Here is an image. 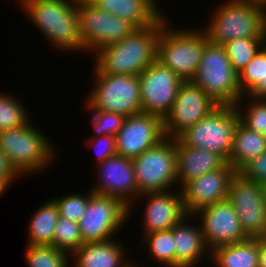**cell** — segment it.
<instances>
[{"label":"cell","mask_w":266,"mask_h":267,"mask_svg":"<svg viewBox=\"0 0 266 267\" xmlns=\"http://www.w3.org/2000/svg\"><path fill=\"white\" fill-rule=\"evenodd\" d=\"M163 16L153 25L137 28L119 42L95 51L94 68L100 74L139 75L156 60V44Z\"/></svg>","instance_id":"cell-1"},{"label":"cell","mask_w":266,"mask_h":267,"mask_svg":"<svg viewBox=\"0 0 266 267\" xmlns=\"http://www.w3.org/2000/svg\"><path fill=\"white\" fill-rule=\"evenodd\" d=\"M78 0H21L39 31L59 50H85L79 33ZM71 2V3H70Z\"/></svg>","instance_id":"cell-2"},{"label":"cell","mask_w":266,"mask_h":267,"mask_svg":"<svg viewBox=\"0 0 266 267\" xmlns=\"http://www.w3.org/2000/svg\"><path fill=\"white\" fill-rule=\"evenodd\" d=\"M204 29L211 43L224 45L242 38H266V4L253 0H228Z\"/></svg>","instance_id":"cell-3"},{"label":"cell","mask_w":266,"mask_h":267,"mask_svg":"<svg viewBox=\"0 0 266 267\" xmlns=\"http://www.w3.org/2000/svg\"><path fill=\"white\" fill-rule=\"evenodd\" d=\"M167 23L163 15V27L156 44V61L171 69L184 81L192 80L200 65L204 47L209 41L207 35L203 30H173Z\"/></svg>","instance_id":"cell-4"},{"label":"cell","mask_w":266,"mask_h":267,"mask_svg":"<svg viewBox=\"0 0 266 267\" xmlns=\"http://www.w3.org/2000/svg\"><path fill=\"white\" fill-rule=\"evenodd\" d=\"M191 81L220 105L242 102L238 73L232 68L223 45L206 43L197 73Z\"/></svg>","instance_id":"cell-5"},{"label":"cell","mask_w":266,"mask_h":267,"mask_svg":"<svg viewBox=\"0 0 266 267\" xmlns=\"http://www.w3.org/2000/svg\"><path fill=\"white\" fill-rule=\"evenodd\" d=\"M29 121L24 126L0 132V149L8 156L20 174H34L43 171L52 162V142L32 127ZM37 171V172H36Z\"/></svg>","instance_id":"cell-6"},{"label":"cell","mask_w":266,"mask_h":267,"mask_svg":"<svg viewBox=\"0 0 266 267\" xmlns=\"http://www.w3.org/2000/svg\"><path fill=\"white\" fill-rule=\"evenodd\" d=\"M95 86L87 98L89 110L131 116L142 112L138 75L100 74L94 68Z\"/></svg>","instance_id":"cell-7"},{"label":"cell","mask_w":266,"mask_h":267,"mask_svg":"<svg viewBox=\"0 0 266 267\" xmlns=\"http://www.w3.org/2000/svg\"><path fill=\"white\" fill-rule=\"evenodd\" d=\"M139 196L167 191L177 183L175 139L165 137L155 146L132 158Z\"/></svg>","instance_id":"cell-8"},{"label":"cell","mask_w":266,"mask_h":267,"mask_svg":"<svg viewBox=\"0 0 266 267\" xmlns=\"http://www.w3.org/2000/svg\"><path fill=\"white\" fill-rule=\"evenodd\" d=\"M239 121L235 105H220L178 138L187 146L216 152L228 161Z\"/></svg>","instance_id":"cell-9"},{"label":"cell","mask_w":266,"mask_h":267,"mask_svg":"<svg viewBox=\"0 0 266 267\" xmlns=\"http://www.w3.org/2000/svg\"><path fill=\"white\" fill-rule=\"evenodd\" d=\"M79 33L86 52L119 42L137 28L129 21L98 9L89 0H78Z\"/></svg>","instance_id":"cell-10"},{"label":"cell","mask_w":266,"mask_h":267,"mask_svg":"<svg viewBox=\"0 0 266 267\" xmlns=\"http://www.w3.org/2000/svg\"><path fill=\"white\" fill-rule=\"evenodd\" d=\"M129 216V208L117 198L93 193L78 222L83 243L112 239Z\"/></svg>","instance_id":"cell-11"},{"label":"cell","mask_w":266,"mask_h":267,"mask_svg":"<svg viewBox=\"0 0 266 267\" xmlns=\"http://www.w3.org/2000/svg\"><path fill=\"white\" fill-rule=\"evenodd\" d=\"M218 106L220 104L201 87L191 80L183 81L169 114L163 120L165 137L178 138Z\"/></svg>","instance_id":"cell-12"},{"label":"cell","mask_w":266,"mask_h":267,"mask_svg":"<svg viewBox=\"0 0 266 267\" xmlns=\"http://www.w3.org/2000/svg\"><path fill=\"white\" fill-rule=\"evenodd\" d=\"M138 77L142 112L158 116L164 120L169 114L184 80L156 60Z\"/></svg>","instance_id":"cell-13"},{"label":"cell","mask_w":266,"mask_h":267,"mask_svg":"<svg viewBox=\"0 0 266 267\" xmlns=\"http://www.w3.org/2000/svg\"><path fill=\"white\" fill-rule=\"evenodd\" d=\"M227 199L234 207L245 235L248 238H262L266 228L262 185L236 172L231 179Z\"/></svg>","instance_id":"cell-14"},{"label":"cell","mask_w":266,"mask_h":267,"mask_svg":"<svg viewBox=\"0 0 266 267\" xmlns=\"http://www.w3.org/2000/svg\"><path fill=\"white\" fill-rule=\"evenodd\" d=\"M200 215L202 235L212 251L214 248L235 244L248 239L241 228L234 207L228 199L218 201L198 210L193 216Z\"/></svg>","instance_id":"cell-15"},{"label":"cell","mask_w":266,"mask_h":267,"mask_svg":"<svg viewBox=\"0 0 266 267\" xmlns=\"http://www.w3.org/2000/svg\"><path fill=\"white\" fill-rule=\"evenodd\" d=\"M164 138L163 120L160 117L143 112L126 116L116 134L117 155L135 158Z\"/></svg>","instance_id":"cell-16"},{"label":"cell","mask_w":266,"mask_h":267,"mask_svg":"<svg viewBox=\"0 0 266 267\" xmlns=\"http://www.w3.org/2000/svg\"><path fill=\"white\" fill-rule=\"evenodd\" d=\"M96 165H99L97 172L100 180L91 190L99 195L117 198L129 208L130 214L132 199L139 197L132 159L115 155Z\"/></svg>","instance_id":"cell-17"},{"label":"cell","mask_w":266,"mask_h":267,"mask_svg":"<svg viewBox=\"0 0 266 267\" xmlns=\"http://www.w3.org/2000/svg\"><path fill=\"white\" fill-rule=\"evenodd\" d=\"M236 172L227 162L222 168L188 182L180 190L186 214L193 215L201 208L227 199L231 179Z\"/></svg>","instance_id":"cell-18"},{"label":"cell","mask_w":266,"mask_h":267,"mask_svg":"<svg viewBox=\"0 0 266 267\" xmlns=\"http://www.w3.org/2000/svg\"><path fill=\"white\" fill-rule=\"evenodd\" d=\"M149 192L140 195L138 198L147 199L144 212L145 234L156 231L170 230L187 216L184 205L182 192Z\"/></svg>","instance_id":"cell-19"},{"label":"cell","mask_w":266,"mask_h":267,"mask_svg":"<svg viewBox=\"0 0 266 267\" xmlns=\"http://www.w3.org/2000/svg\"><path fill=\"white\" fill-rule=\"evenodd\" d=\"M175 144L177 184L180 190L191 180L220 169L227 163L218 153L187 146L179 138H175Z\"/></svg>","instance_id":"cell-20"},{"label":"cell","mask_w":266,"mask_h":267,"mask_svg":"<svg viewBox=\"0 0 266 267\" xmlns=\"http://www.w3.org/2000/svg\"><path fill=\"white\" fill-rule=\"evenodd\" d=\"M186 217L191 218L193 215L185 216L170 229L176 246V267H193L194 264L196 266L198 260H201L202 256H205L208 251L202 235V228L197 225L194 226V224H186V222L190 221Z\"/></svg>","instance_id":"cell-21"},{"label":"cell","mask_w":266,"mask_h":267,"mask_svg":"<svg viewBox=\"0 0 266 267\" xmlns=\"http://www.w3.org/2000/svg\"><path fill=\"white\" fill-rule=\"evenodd\" d=\"M102 11L132 23L136 28L153 25L162 13L154 0H89Z\"/></svg>","instance_id":"cell-22"},{"label":"cell","mask_w":266,"mask_h":267,"mask_svg":"<svg viewBox=\"0 0 266 267\" xmlns=\"http://www.w3.org/2000/svg\"><path fill=\"white\" fill-rule=\"evenodd\" d=\"M123 249L122 245L113 239L83 243L72 253L75 258L73 265L74 267H129L131 261H127L128 263L124 261Z\"/></svg>","instance_id":"cell-23"},{"label":"cell","mask_w":266,"mask_h":267,"mask_svg":"<svg viewBox=\"0 0 266 267\" xmlns=\"http://www.w3.org/2000/svg\"><path fill=\"white\" fill-rule=\"evenodd\" d=\"M264 152H266V136L250 130L239 121L227 162L238 172L247 162Z\"/></svg>","instance_id":"cell-24"},{"label":"cell","mask_w":266,"mask_h":267,"mask_svg":"<svg viewBox=\"0 0 266 267\" xmlns=\"http://www.w3.org/2000/svg\"><path fill=\"white\" fill-rule=\"evenodd\" d=\"M216 267H259L258 238L223 245L211 252Z\"/></svg>","instance_id":"cell-25"},{"label":"cell","mask_w":266,"mask_h":267,"mask_svg":"<svg viewBox=\"0 0 266 267\" xmlns=\"http://www.w3.org/2000/svg\"><path fill=\"white\" fill-rule=\"evenodd\" d=\"M58 217V207L53 199L43 203L29 222L28 245H52Z\"/></svg>","instance_id":"cell-26"},{"label":"cell","mask_w":266,"mask_h":267,"mask_svg":"<svg viewBox=\"0 0 266 267\" xmlns=\"http://www.w3.org/2000/svg\"><path fill=\"white\" fill-rule=\"evenodd\" d=\"M265 44L266 38H242L223 46L232 68L239 74Z\"/></svg>","instance_id":"cell-27"},{"label":"cell","mask_w":266,"mask_h":267,"mask_svg":"<svg viewBox=\"0 0 266 267\" xmlns=\"http://www.w3.org/2000/svg\"><path fill=\"white\" fill-rule=\"evenodd\" d=\"M144 236L146 238L143 240L148 244L150 255L154 256L156 262L166 267H176V246L171 230L156 231Z\"/></svg>","instance_id":"cell-28"},{"label":"cell","mask_w":266,"mask_h":267,"mask_svg":"<svg viewBox=\"0 0 266 267\" xmlns=\"http://www.w3.org/2000/svg\"><path fill=\"white\" fill-rule=\"evenodd\" d=\"M25 260L29 267H69V253L52 245H28ZM68 254V255H67Z\"/></svg>","instance_id":"cell-29"},{"label":"cell","mask_w":266,"mask_h":267,"mask_svg":"<svg viewBox=\"0 0 266 267\" xmlns=\"http://www.w3.org/2000/svg\"><path fill=\"white\" fill-rule=\"evenodd\" d=\"M83 244L79 223L58 217L54 230L52 246L70 255Z\"/></svg>","instance_id":"cell-30"},{"label":"cell","mask_w":266,"mask_h":267,"mask_svg":"<svg viewBox=\"0 0 266 267\" xmlns=\"http://www.w3.org/2000/svg\"><path fill=\"white\" fill-rule=\"evenodd\" d=\"M26 109L13 96L0 94V132L27 124L30 119Z\"/></svg>","instance_id":"cell-31"},{"label":"cell","mask_w":266,"mask_h":267,"mask_svg":"<svg viewBox=\"0 0 266 267\" xmlns=\"http://www.w3.org/2000/svg\"><path fill=\"white\" fill-rule=\"evenodd\" d=\"M266 44L238 74L242 95H249L260 83H264Z\"/></svg>","instance_id":"cell-32"},{"label":"cell","mask_w":266,"mask_h":267,"mask_svg":"<svg viewBox=\"0 0 266 267\" xmlns=\"http://www.w3.org/2000/svg\"><path fill=\"white\" fill-rule=\"evenodd\" d=\"M252 98L245 111L240 110V101L235 104L240 122L249 128L266 136V98ZM245 112V114L243 113Z\"/></svg>","instance_id":"cell-33"},{"label":"cell","mask_w":266,"mask_h":267,"mask_svg":"<svg viewBox=\"0 0 266 267\" xmlns=\"http://www.w3.org/2000/svg\"><path fill=\"white\" fill-rule=\"evenodd\" d=\"M93 193L91 190L87 196L72 193L62 198L53 199L58 207L59 216L79 222L86 211L89 197Z\"/></svg>","instance_id":"cell-34"},{"label":"cell","mask_w":266,"mask_h":267,"mask_svg":"<svg viewBox=\"0 0 266 267\" xmlns=\"http://www.w3.org/2000/svg\"><path fill=\"white\" fill-rule=\"evenodd\" d=\"M93 113V130H95L96 135L91 138L100 137L102 135H113L119 132L126 118L125 115L107 112L101 110H92Z\"/></svg>","instance_id":"cell-35"},{"label":"cell","mask_w":266,"mask_h":267,"mask_svg":"<svg viewBox=\"0 0 266 267\" xmlns=\"http://www.w3.org/2000/svg\"><path fill=\"white\" fill-rule=\"evenodd\" d=\"M238 172L261 185L266 183V152L247 162Z\"/></svg>","instance_id":"cell-36"},{"label":"cell","mask_w":266,"mask_h":267,"mask_svg":"<svg viewBox=\"0 0 266 267\" xmlns=\"http://www.w3.org/2000/svg\"><path fill=\"white\" fill-rule=\"evenodd\" d=\"M88 140V147L91 146L90 148H96L97 164L104 162L107 158L117 155L116 136L102 135L97 138H89Z\"/></svg>","instance_id":"cell-37"},{"label":"cell","mask_w":266,"mask_h":267,"mask_svg":"<svg viewBox=\"0 0 266 267\" xmlns=\"http://www.w3.org/2000/svg\"><path fill=\"white\" fill-rule=\"evenodd\" d=\"M20 175L21 174L12 165L8 156L0 149V178L11 185Z\"/></svg>","instance_id":"cell-38"},{"label":"cell","mask_w":266,"mask_h":267,"mask_svg":"<svg viewBox=\"0 0 266 267\" xmlns=\"http://www.w3.org/2000/svg\"><path fill=\"white\" fill-rule=\"evenodd\" d=\"M258 265L266 267V241L258 238Z\"/></svg>","instance_id":"cell-39"},{"label":"cell","mask_w":266,"mask_h":267,"mask_svg":"<svg viewBox=\"0 0 266 267\" xmlns=\"http://www.w3.org/2000/svg\"><path fill=\"white\" fill-rule=\"evenodd\" d=\"M253 98H266V62L264 72V83H260L249 95Z\"/></svg>","instance_id":"cell-40"},{"label":"cell","mask_w":266,"mask_h":267,"mask_svg":"<svg viewBox=\"0 0 266 267\" xmlns=\"http://www.w3.org/2000/svg\"><path fill=\"white\" fill-rule=\"evenodd\" d=\"M8 187H10V185L4 179L0 178V197L6 190H8Z\"/></svg>","instance_id":"cell-41"},{"label":"cell","mask_w":266,"mask_h":267,"mask_svg":"<svg viewBox=\"0 0 266 267\" xmlns=\"http://www.w3.org/2000/svg\"><path fill=\"white\" fill-rule=\"evenodd\" d=\"M262 194H263V199L266 204V183L262 184Z\"/></svg>","instance_id":"cell-42"},{"label":"cell","mask_w":266,"mask_h":267,"mask_svg":"<svg viewBox=\"0 0 266 267\" xmlns=\"http://www.w3.org/2000/svg\"><path fill=\"white\" fill-rule=\"evenodd\" d=\"M261 239H263L264 241H266V228H265V232L263 234V237Z\"/></svg>","instance_id":"cell-43"},{"label":"cell","mask_w":266,"mask_h":267,"mask_svg":"<svg viewBox=\"0 0 266 267\" xmlns=\"http://www.w3.org/2000/svg\"><path fill=\"white\" fill-rule=\"evenodd\" d=\"M253 1H258V2L266 4V0H253Z\"/></svg>","instance_id":"cell-44"},{"label":"cell","mask_w":266,"mask_h":267,"mask_svg":"<svg viewBox=\"0 0 266 267\" xmlns=\"http://www.w3.org/2000/svg\"><path fill=\"white\" fill-rule=\"evenodd\" d=\"M129 267H138V264L137 265H134V263L132 262Z\"/></svg>","instance_id":"cell-45"}]
</instances>
